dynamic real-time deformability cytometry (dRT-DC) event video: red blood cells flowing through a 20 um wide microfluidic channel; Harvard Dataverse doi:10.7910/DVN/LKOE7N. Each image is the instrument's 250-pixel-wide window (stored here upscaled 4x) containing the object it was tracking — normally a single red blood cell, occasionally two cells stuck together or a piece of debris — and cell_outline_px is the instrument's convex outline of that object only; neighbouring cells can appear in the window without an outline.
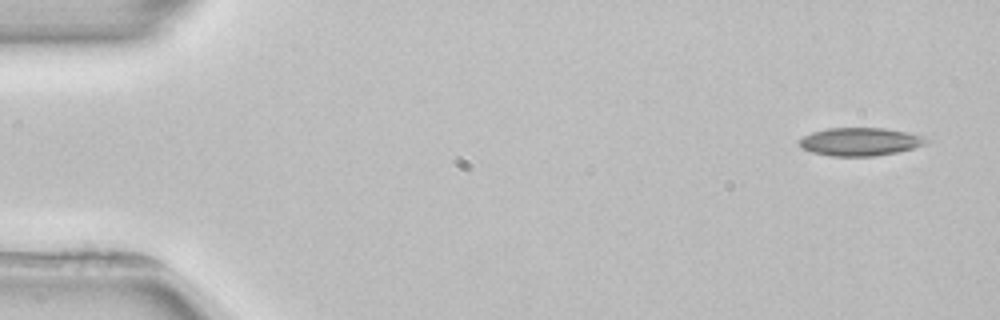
{"species": "common noctule bat (a hibernating species)", "species_latin": "Nyctalus noctula", "temperature_condition": "room temperature", "stored_images_in_passage": 4, "camera_frame_rate_fps": 3000, "um_per_image_px": 0.085, "animal": {"sex": "female", "body_mass_g": 22.7, "forearm_length_mm": 54.2}, "frame": {"image": 1, "passage_image": 1, "time_ms": 0.0, "image_size_px": [1000, 320], "cell_outline_px": [[932, 140], [928, 144], [896, 152], [876, 156], [828, 156], [812, 152], [800, 148], [796, 144], [796, 140], [812, 132], [828, 128], [884, 128], [908, 132], [924, 136]], "centroid_in_image_um": [73.09, 12.04], "position_along_channel_um": 11.9, "area_um2": 21.15}}
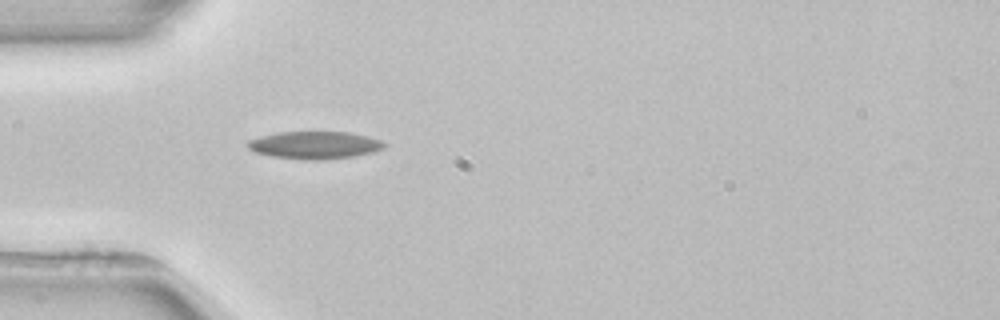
{"frame": {"image": 2, "passage_image": 4, "time_ms": 4.333, "image_size_px": [1000, 320], "cell_outline_px": [[388, 144], [384, 148], [372, 152], [356, 156], [320, 160], [304, 160], [272, 156], [256, 152], [248, 148], [248, 140], [260, 136], [280, 132], [348, 132], [368, 136], [380, 140]], "centroid_in_image_um": [26.78, 12.33], "position_along_channel_um": 58.2, "area_um2": 21.91}}